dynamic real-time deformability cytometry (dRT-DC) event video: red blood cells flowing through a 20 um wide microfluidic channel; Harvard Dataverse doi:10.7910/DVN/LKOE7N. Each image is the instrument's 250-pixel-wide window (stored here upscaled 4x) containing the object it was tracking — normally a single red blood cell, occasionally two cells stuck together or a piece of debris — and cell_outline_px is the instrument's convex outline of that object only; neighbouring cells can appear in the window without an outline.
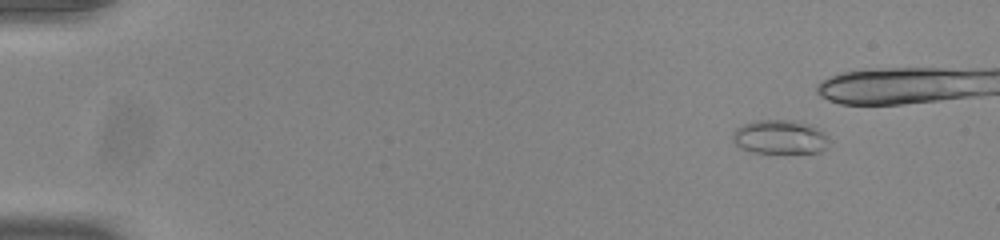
{"species": "common noctule bat (a hibernating species)", "species_latin": "Nyctalus noctula", "temperature_condition": "room temperature", "stored_images_in_passage": 13, "camera_frame_rate_fps": 3000, "um_per_image_px": 0.085, "animal": {"sex": "male", "body_mass_g": 20.0, "forearm_length_mm": 53.3}, "frame": {"image": 1, "passage_image": 1, "time_ms": 0.0, "image_size_px": [1000, 240], "cell_outline_px": [[828, 148], [820, 152], [752, 152], [740, 148], [732, 140], [732, 132], [736, 128], [744, 124], [756, 120], [796, 120], [812, 124], [824, 132], [828, 136]], "centroid_in_image_um": [66.31, 11.63], "position_along_channel_um": 18.7, "area_um2": 19.31}}